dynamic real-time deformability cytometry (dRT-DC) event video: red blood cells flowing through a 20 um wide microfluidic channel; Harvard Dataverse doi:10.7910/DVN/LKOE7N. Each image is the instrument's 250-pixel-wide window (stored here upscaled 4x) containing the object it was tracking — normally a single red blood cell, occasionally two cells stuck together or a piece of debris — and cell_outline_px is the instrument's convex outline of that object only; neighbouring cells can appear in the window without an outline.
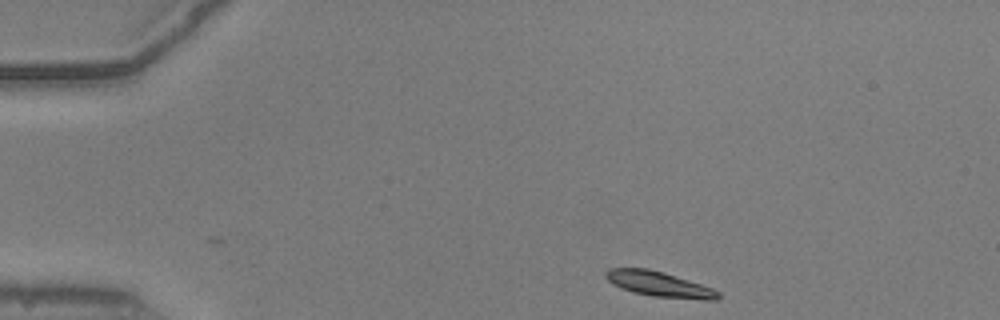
{"species": "common noctule bat (a hibernating species)", "species_latin": "Nyctalus noctula", "temperature_condition": "warm", "stored_images_in_passage": 11, "camera_frame_rate_fps": 3000, "um_per_image_px": 0.085, "animal": {"sex": "male", "body_mass_g": 20.5, "forearm_length_mm": 52.5}, "frame": {"image": 1, "passage_image": 1, "time_ms": 0.0, "image_size_px": [1000, 320], "cell_outline_px": [[720, 296], [716, 300], [704, 300], [652, 296], [632, 292], [620, 288], [612, 284], [604, 276], [604, 272], [608, 268], [648, 268], [664, 272], [712, 288], [720, 292]], "centroid_in_image_um": [55.99, 24.15], "position_along_channel_um": 29.0, "area_um2": 16.59}}
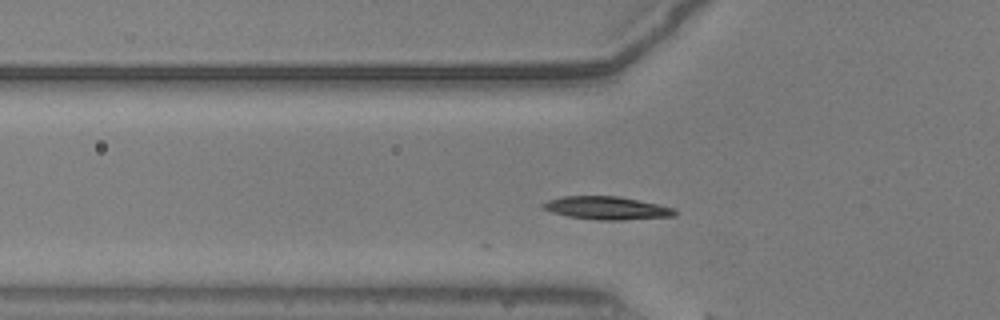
{"frame": {"image": 2, "passage_image": 10, "time_ms": 3.0, "image_size_px": [1000, 320], "cell_outline_px": [[676, 212], [672, 216], [620, 220], [600, 220], [568, 216], [552, 212], [544, 208], [540, 204], [548, 200], [564, 196], [620, 196], [660, 204], [672, 208]], "centroid_in_image_um": [51.56, 17.67], "position_along_channel_um": 74.2, "area_um2": 17.51}}